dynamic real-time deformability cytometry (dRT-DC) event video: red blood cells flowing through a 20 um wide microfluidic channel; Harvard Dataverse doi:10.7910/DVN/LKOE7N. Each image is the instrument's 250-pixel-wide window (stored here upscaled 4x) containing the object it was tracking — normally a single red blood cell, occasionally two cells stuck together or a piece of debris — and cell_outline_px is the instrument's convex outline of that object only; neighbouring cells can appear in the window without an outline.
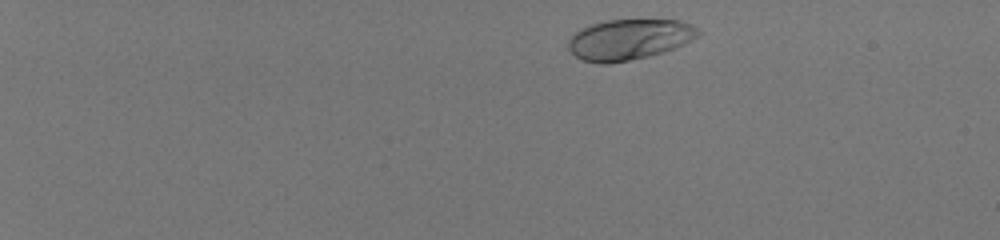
{"species": "human", "species_latin": "Homo sapiens", "temperature_condition": "room temperature", "stored_images_in_passage": 48, "camera_frame_rate_fps": 3000, "um_per_image_px": 0.085, "donor": {"sex": "male"}, "frame": {"image": 1, "passage_image": 3, "time_ms": 0.667, "image_size_px": [1000, 240], "cell_outline_px": [[700, 36], [684, 44], [664, 52], [648, 56], [608, 64], [600, 64], [580, 60], [568, 48], [568, 40], [580, 28], [592, 24], [608, 20], [680, 20], [692, 24], [700, 28]], "centroid_in_image_um": [53.51, 3.35], "position_along_channel_um": 31.5, "area_um2": 30.92}}
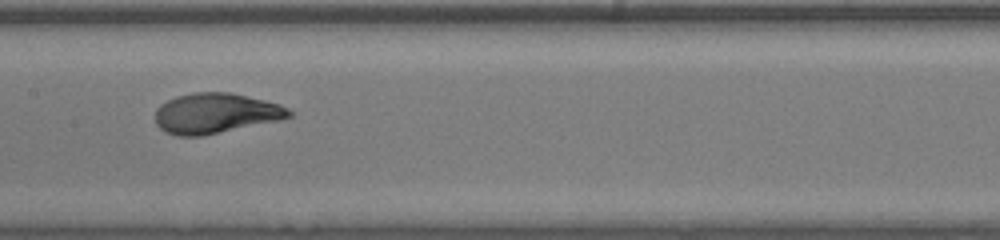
{"frame": {"image": 2, "passage_image": 26, "time_ms": 8.333, "image_size_px": [1000, 240], "cell_outline_px": [[292, 116], [280, 120], [200, 136], [176, 136], [164, 132], [156, 124], [156, 108], [160, 104], [176, 96], [196, 92], [228, 92], [264, 100], [280, 104], [288, 108], [292, 112]], "centroid_in_image_um": [18.31, 9.63], "position_along_channel_um": 189.1, "area_um2": 31.27}}
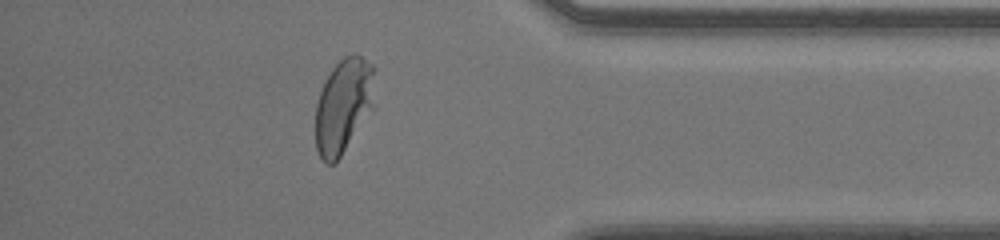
{"frame": {"image": 3, "passage_image": 43, "time_ms": 14.0, "image_size_px": [1000, 240], "cell_outline_px": [[376, 108], [336, 164], [328, 164], [320, 156], [316, 148], [316, 104], [320, 92], [332, 68], [344, 56], [360, 56], [372, 64], [376, 68]], "centroid_in_image_um": [29.28, 9.02], "position_along_channel_um": 405.9, "area_um2": 33.7}, "authors_computed_cell_mechanics": {"area_um2": 31.0964, "velocity_mm_per_s": 4.0236, "shape_relaxation_time_tau1_ms": 3.3327, "shape_relaxation_time_tau2_ms": null, "deformation_change_tau1": 0.2113, "deformation_change_tau2": null}}